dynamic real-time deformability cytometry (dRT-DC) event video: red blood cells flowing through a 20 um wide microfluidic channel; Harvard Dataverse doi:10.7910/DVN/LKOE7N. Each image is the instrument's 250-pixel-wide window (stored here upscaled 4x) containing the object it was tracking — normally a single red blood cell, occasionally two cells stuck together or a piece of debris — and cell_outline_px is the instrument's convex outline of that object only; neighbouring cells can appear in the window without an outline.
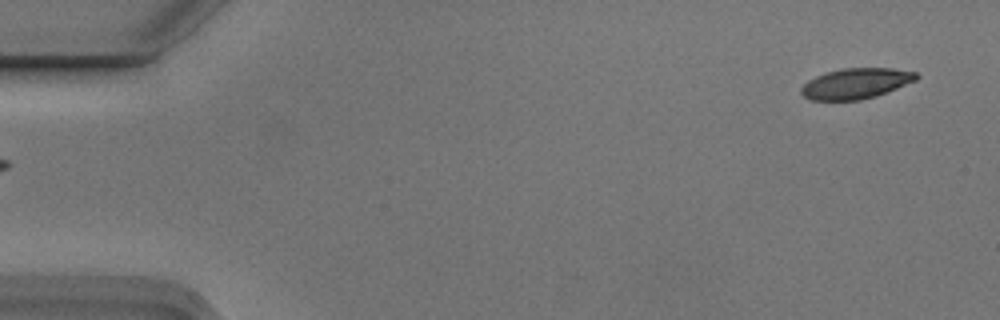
{"species": "Egyptian fruit bat (a non-hibernating species)", "species_latin": "Rousettus aegyptiacus", "temperature_condition": "cold", "stored_images_in_passage": 5, "segment_of_instrument_passage": [2, 2], "camera_frame_rate_fps": 3000, "um_per_image_px": 0.085, "animal": {"sex": "male"}, "frame": {"image": 1, "passage_image": 5, "time_ms": 1.333, "image_size_px": [1000, 320], "cell_outline_px": [[920, 76], [916, 80], [876, 96], [860, 100], [812, 100], [804, 96], [800, 92], [800, 88], [808, 80], [816, 76], [840, 68], [892, 68], [916, 72]], "centroid_in_image_um": [72.75, 7.09], "position_along_channel_um": 12.3, "area_um2": 20.4}}